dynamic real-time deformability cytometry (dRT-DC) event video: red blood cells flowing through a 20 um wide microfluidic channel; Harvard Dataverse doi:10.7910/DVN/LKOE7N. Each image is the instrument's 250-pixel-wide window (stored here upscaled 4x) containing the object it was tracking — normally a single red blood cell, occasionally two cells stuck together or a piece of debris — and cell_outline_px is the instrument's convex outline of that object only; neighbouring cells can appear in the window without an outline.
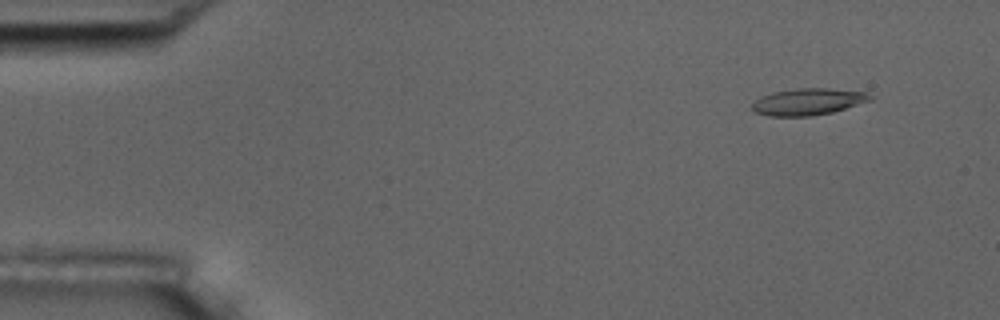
{"species": "common noctule bat (a hibernating species)", "species_latin": "Nyctalus noctula", "temperature_condition": "room temperature", "stored_images_in_passage": 5, "camera_frame_rate_fps": 3000, "um_per_image_px": 0.085, "animal": {"sex": "male", "body_mass_g": 17.5, "forearm_length_mm": 52.3}, "frame": {"image": 1, "passage_image": 2, "time_ms": 1.0, "image_size_px": [1000, 320], "cell_outline_px": [[876, 96], [872, 100], [832, 112], [812, 116], [768, 116], [756, 112], [752, 108], [752, 104], [760, 96], [772, 92], [796, 88], [828, 88], [868, 92]], "centroid_in_image_um": [68.72, 8.63], "position_along_channel_um": 16.3, "area_um2": 18.55}}
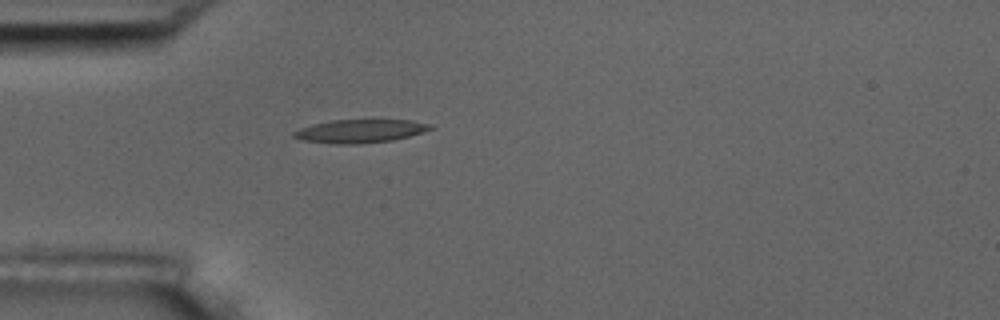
{"frame": {"image": 2, "passage_image": 5, "time_ms": 4.667, "image_size_px": [1000, 320], "cell_outline_px": [[432, 128], [424, 132], [392, 140], [356, 144], [336, 144], [304, 140], [292, 136], [292, 132], [300, 128], [312, 124], [328, 120], [372, 116], [408, 120], [432, 124]], "centroid_in_image_um": [30.63, 11.07], "position_along_channel_um": 54.4, "area_um2": 19.59}}